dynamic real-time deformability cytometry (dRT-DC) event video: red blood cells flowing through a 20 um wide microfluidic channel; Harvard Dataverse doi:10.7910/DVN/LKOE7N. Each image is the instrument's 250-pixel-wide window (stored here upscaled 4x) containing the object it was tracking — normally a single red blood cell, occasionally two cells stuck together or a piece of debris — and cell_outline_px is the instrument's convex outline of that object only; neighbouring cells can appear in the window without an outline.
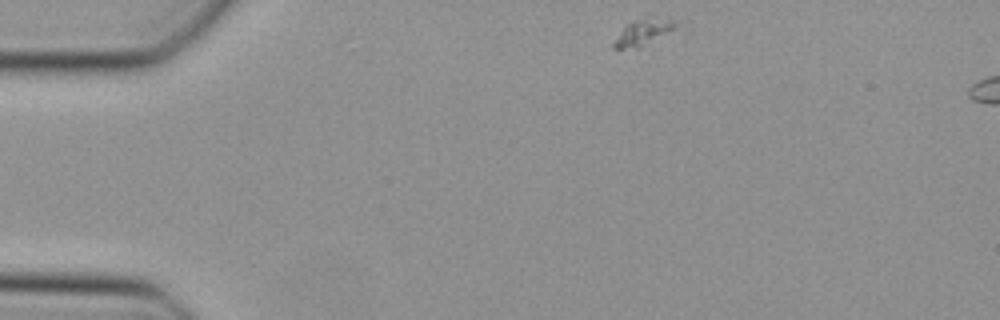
{"species": "Egyptian fruit bat (a non-hibernating species)", "species_latin": "Rousettus aegyptiacus", "temperature_condition": "cold", "stored_images_in_passage": 30, "camera_frame_rate_fps": 3000, "um_per_image_px": 0.085, "animal": {"sex": "female"}, "frame": {"image": 1, "passage_image": 1, "time_ms": 0.0, "image_size_px": [1000, 320], "cell_outline_px": [[692, 28], [640, 48], [612, 48], [612, 44], [624, 28], [628, 24], [640, 20], [656, 16], [688, 20]], "centroid_in_image_um": [55.22, 2.7], "position_along_channel_um": 29.8, "area_um2": 11.27}}
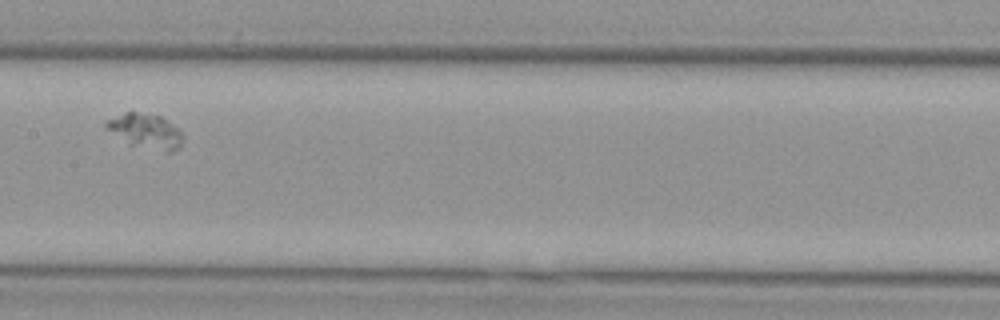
{"frame": {"image": 2, "passage_image": 18, "time_ms": 5.667, "image_size_px": [1000, 320], "cell_outline_px": [[184, 136], [180, 148], [168, 152], [132, 144], [104, 128], [104, 124], [108, 120], [128, 112], [136, 112], [160, 116], [176, 128]], "centroid_in_image_um": [12.4, 11.14], "position_along_channel_um": 195.0, "area_um2": 14.85}}
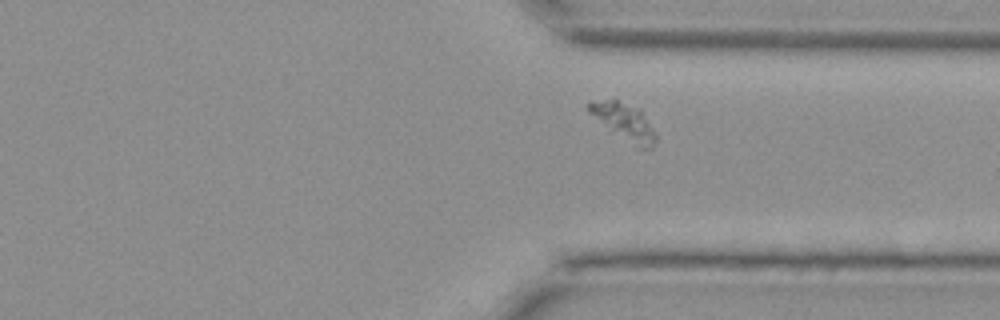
{"frame": {"image": 3, "passage_image": 30, "time_ms": 9.667, "image_size_px": [1000, 320], "cell_outline_px": [[656, 140], [652, 148], [636, 148], [588, 112], [584, 108], [584, 104], [608, 100], [616, 100], [640, 108], [656, 132]], "centroid_in_image_um": [53.1, 10.36], "position_along_channel_um": 358.3, "area_um2": 14.16}}